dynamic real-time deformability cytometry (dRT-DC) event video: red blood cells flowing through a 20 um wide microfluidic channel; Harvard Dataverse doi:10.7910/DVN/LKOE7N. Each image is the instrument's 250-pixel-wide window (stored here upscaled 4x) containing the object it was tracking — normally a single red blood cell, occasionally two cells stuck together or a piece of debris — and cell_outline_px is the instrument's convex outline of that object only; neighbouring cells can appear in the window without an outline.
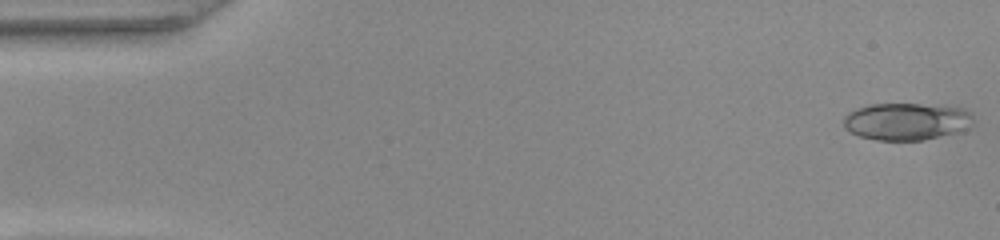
{"species": "common noctule bat (a hibernating species)", "species_latin": "Nyctalus noctula", "temperature_condition": "warm", "stored_images_in_passage": 50, "camera_frame_rate_fps": 3000, "um_per_image_px": 0.085, "animal": {"sex": "female", "body_mass_g": 22.0, "forearm_length_mm": 56.7}, "frame": {"image": 1, "passage_image": 1, "time_ms": 0.0, "image_size_px": [1000, 240], "cell_outline_px": [[972, 124], [956, 132], [924, 140], [876, 140], [860, 136], [848, 132], [844, 128], [844, 116], [848, 112], [856, 108], [868, 104], [920, 104], [960, 108], [972, 112]], "centroid_in_image_um": [76.99, 10.32], "position_along_channel_um": 8.0, "area_um2": 28.03}}
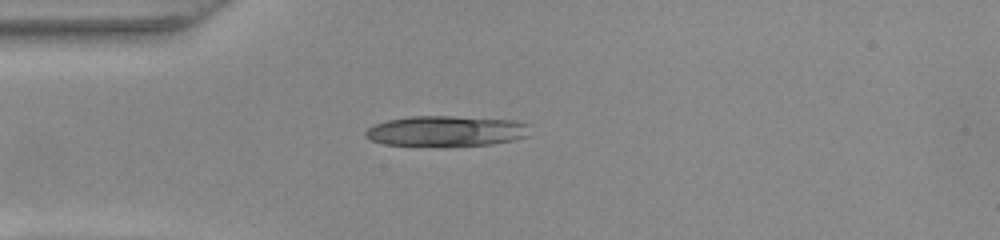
{"frame": {"image": 2, "passage_image": 13, "time_ms": 4.0, "image_size_px": [1000, 240], "cell_outline_px": [[528, 136], [512, 140], [492, 144], [384, 144], [372, 140], [364, 136], [364, 132], [372, 124], [388, 120], [408, 116], [452, 116], [516, 120], [528, 124]], "centroid_in_image_um": [37.91, 11.1], "position_along_channel_um": 47.1, "area_um2": 28.55}}